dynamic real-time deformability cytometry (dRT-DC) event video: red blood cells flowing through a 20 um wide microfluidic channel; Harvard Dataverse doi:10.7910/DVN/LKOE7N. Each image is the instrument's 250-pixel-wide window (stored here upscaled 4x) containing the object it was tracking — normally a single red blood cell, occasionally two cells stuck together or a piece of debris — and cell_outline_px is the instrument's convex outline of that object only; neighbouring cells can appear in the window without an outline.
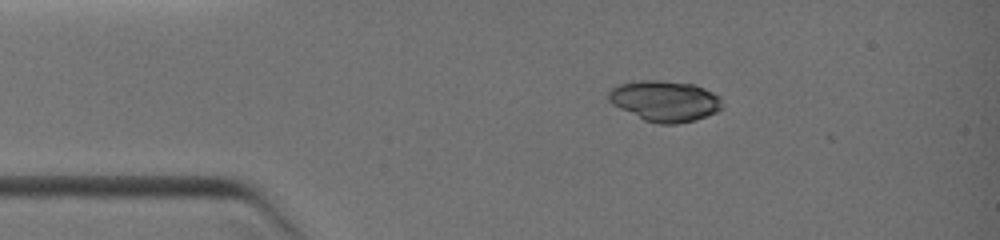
{"species": "common noctule bat (a hibernating species)", "species_latin": "Nyctalus noctula", "temperature_condition": "warm", "stored_images_in_passage": 22, "camera_frame_rate_fps": 3000, "um_per_image_px": 0.085, "animal": {"sex": "female", "body_mass_g": 19.0, "forearm_length_mm": 51.5}, "frame": {"image": 1, "passage_image": 5, "time_ms": 2.0, "image_size_px": [1000, 240], "cell_outline_px": [[720, 108], [716, 112], [692, 120], [676, 124], [660, 124], [644, 120], [612, 104], [608, 100], [608, 92], [612, 88], [620, 84], [640, 80], [660, 80], [692, 84], [704, 88], [720, 96]], "centroid_in_image_um": [56.48, 8.57], "position_along_channel_um": 28.5, "area_um2": 26.65}}
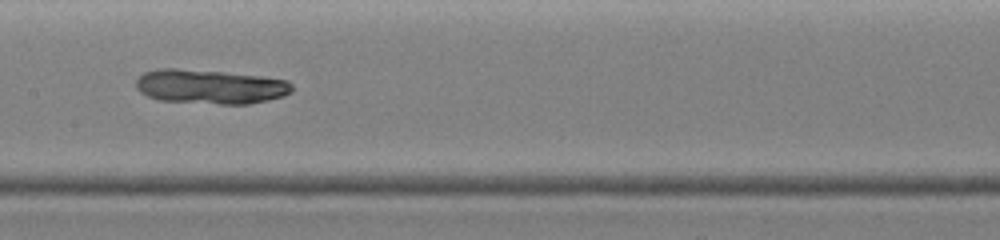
{"frame": {"image": 2, "passage_image": 15, "time_ms": 6.333, "image_size_px": [1000, 240], "cell_outline_px": [[292, 92], [284, 96], [268, 100], [248, 104], [220, 104], [160, 100], [148, 96], [140, 92], [136, 88], [136, 80], [144, 72], [156, 68], [176, 68], [224, 72], [264, 76], [288, 80], [292, 84]], "centroid_in_image_um": [17.88, 7.36], "position_along_channel_um": 189.5, "area_um2": 31.44}}
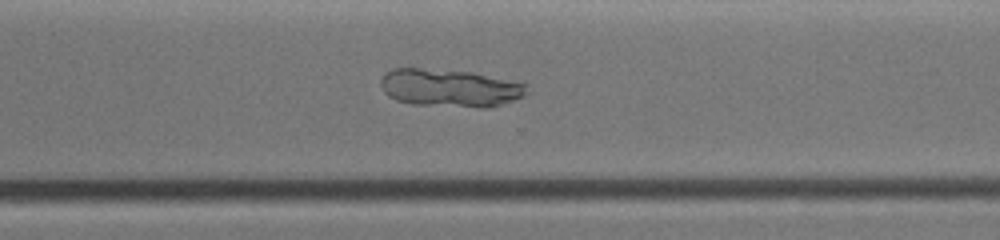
{"frame": {"image": 3, "passage_image": 22, "time_ms": 9.333, "image_size_px": [1000, 240], "cell_outline_px": [[532, 92], [524, 96], [488, 108], [480, 108], [412, 104], [396, 100], [388, 96], [384, 92], [380, 84], [380, 80], [384, 72], [392, 68], [420, 68], [472, 72], [524, 80], [528, 84]], "centroid_in_image_um": [38.34, 7.46], "position_along_channel_um": 332.3, "area_um2": 33.23}}